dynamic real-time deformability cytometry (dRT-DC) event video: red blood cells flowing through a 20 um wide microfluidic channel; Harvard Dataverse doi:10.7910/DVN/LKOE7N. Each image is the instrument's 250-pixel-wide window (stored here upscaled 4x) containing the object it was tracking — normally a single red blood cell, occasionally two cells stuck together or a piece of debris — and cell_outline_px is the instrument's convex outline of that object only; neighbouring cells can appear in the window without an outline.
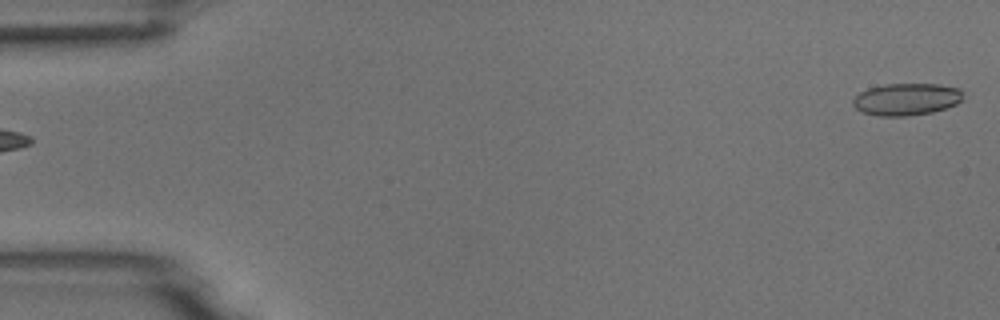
{"species": "common noctule bat (a hibernating species)", "species_latin": "Nyctalus noctula", "temperature_condition": "room temperature", "stored_images_in_passage": 10, "camera_frame_rate_fps": 3000, "um_per_image_px": 0.085, "animal": {"sex": "male", "body_mass_g": 18.8}, "frame": {"image": 1, "passage_image": 1, "time_ms": 0.0, "image_size_px": [1000, 320], "cell_outline_px": [[960, 100], [956, 104], [932, 112], [908, 116], [876, 116], [860, 112], [852, 104], [852, 100], [860, 92], [868, 88], [884, 84], [940, 84], [960, 88]], "centroid_in_image_um": [76.98, 8.44], "position_along_channel_um": 8.0, "area_um2": 20.58}}